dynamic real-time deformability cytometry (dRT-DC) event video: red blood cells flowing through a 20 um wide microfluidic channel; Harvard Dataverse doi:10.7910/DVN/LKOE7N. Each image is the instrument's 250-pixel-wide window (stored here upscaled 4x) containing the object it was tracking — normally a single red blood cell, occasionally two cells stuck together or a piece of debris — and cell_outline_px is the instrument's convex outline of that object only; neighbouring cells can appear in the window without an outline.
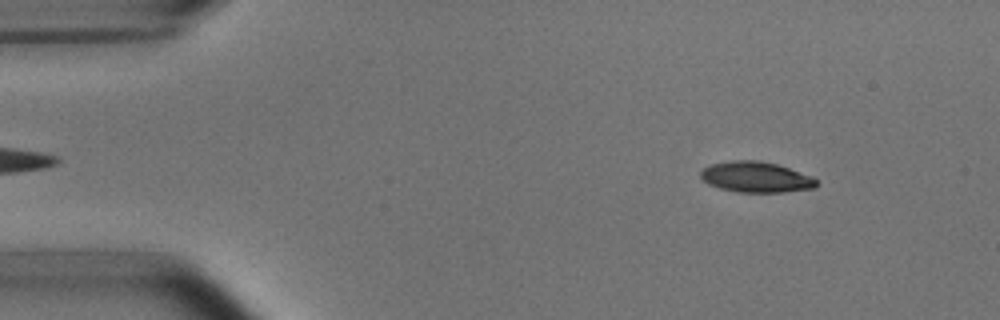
{"species": "common noctule bat (a hibernating species)", "species_latin": "Nyctalus noctula", "temperature_condition": "room temperature", "stored_images_in_passage": 51, "camera_frame_rate_fps": 3000, "um_per_image_px": 0.085, "animal": {"sex": "male", "body_mass_g": 15.6}, "frame": {"image": 1, "passage_image": 5, "time_ms": 1.333, "image_size_px": [1000, 320], "cell_outline_px": [[820, 184], [816, 188], [784, 192], [736, 192], [720, 188], [708, 184], [700, 176], [700, 172], [704, 168], [712, 164], [732, 160], [760, 160], [776, 164], [812, 176]], "centroid_in_image_um": [64.28, 15.06], "position_along_channel_um": 20.7, "area_um2": 20.75}}
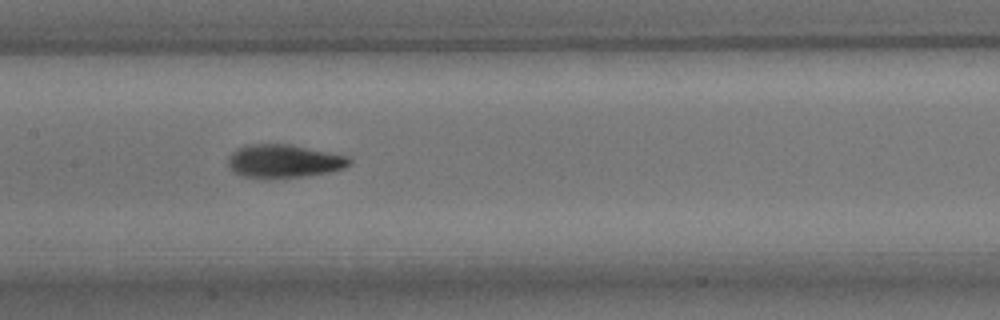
{"frame": {"image": 2, "passage_image": 24, "time_ms": 7.667, "image_size_px": [1000, 320], "cell_outline_px": [[352, 164], [344, 168], [328, 172], [304, 176], [244, 176], [236, 172], [228, 164], [228, 156], [236, 148], [244, 144], [292, 144], [348, 156], [352, 160]], "centroid_in_image_um": [24.17, 13.65], "position_along_channel_um": 183.2, "area_um2": 23.06}}
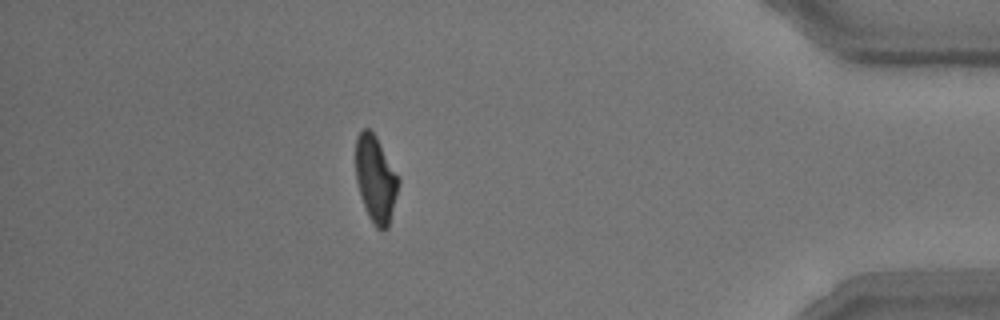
{"frame": {"image": 3, "passage_image": 45, "time_ms": 14.667, "image_size_px": [1000, 320], "cell_outline_px": [[400, 184], [388, 228], [376, 228], [372, 224], [368, 216], [360, 196], [356, 180], [356, 136], [364, 128], [368, 128], [376, 136], [400, 176]], "centroid_in_image_um": [31.95, 15.21], "position_along_channel_um": 403.3, "area_um2": 21.85}, "authors_computed_cell_mechanics": {"area_um2": 22.1952, "velocity_mm_per_s": 3.7881, "shape_relaxation_time_tau1_ms": 3.6659, "shape_relaxation_time_tau2_ms": 1.8732, "deformation_change_tau1": 0.1606, "deformation_change_tau2": 0.0843}}